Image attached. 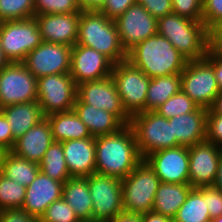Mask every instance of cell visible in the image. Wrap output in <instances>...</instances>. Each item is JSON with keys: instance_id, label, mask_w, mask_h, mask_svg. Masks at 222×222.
<instances>
[{"instance_id": "1", "label": "cell", "mask_w": 222, "mask_h": 222, "mask_svg": "<svg viewBox=\"0 0 222 222\" xmlns=\"http://www.w3.org/2000/svg\"><path fill=\"white\" fill-rule=\"evenodd\" d=\"M95 148V173L101 175L123 179L143 160L129 125L116 133L95 137Z\"/></svg>"}, {"instance_id": "2", "label": "cell", "mask_w": 222, "mask_h": 222, "mask_svg": "<svg viewBox=\"0 0 222 222\" xmlns=\"http://www.w3.org/2000/svg\"><path fill=\"white\" fill-rule=\"evenodd\" d=\"M126 60L150 78L181 74L187 63L169 40L158 33L131 48Z\"/></svg>"}, {"instance_id": "3", "label": "cell", "mask_w": 222, "mask_h": 222, "mask_svg": "<svg viewBox=\"0 0 222 222\" xmlns=\"http://www.w3.org/2000/svg\"><path fill=\"white\" fill-rule=\"evenodd\" d=\"M77 44L97 50L114 64L127 59L115 21L97 10L80 12Z\"/></svg>"}, {"instance_id": "4", "label": "cell", "mask_w": 222, "mask_h": 222, "mask_svg": "<svg viewBox=\"0 0 222 222\" xmlns=\"http://www.w3.org/2000/svg\"><path fill=\"white\" fill-rule=\"evenodd\" d=\"M157 33L168 39L187 61L203 59L209 51L208 29L202 21L170 13L157 20Z\"/></svg>"}, {"instance_id": "5", "label": "cell", "mask_w": 222, "mask_h": 222, "mask_svg": "<svg viewBox=\"0 0 222 222\" xmlns=\"http://www.w3.org/2000/svg\"><path fill=\"white\" fill-rule=\"evenodd\" d=\"M160 183L159 177L143 159L128 176L121 179L124 213L140 215L152 211Z\"/></svg>"}, {"instance_id": "6", "label": "cell", "mask_w": 222, "mask_h": 222, "mask_svg": "<svg viewBox=\"0 0 222 222\" xmlns=\"http://www.w3.org/2000/svg\"><path fill=\"white\" fill-rule=\"evenodd\" d=\"M129 126L134 132L143 159L157 150L180 146L173 136L169 119L155 111L140 112L131 116Z\"/></svg>"}, {"instance_id": "7", "label": "cell", "mask_w": 222, "mask_h": 222, "mask_svg": "<svg viewBox=\"0 0 222 222\" xmlns=\"http://www.w3.org/2000/svg\"><path fill=\"white\" fill-rule=\"evenodd\" d=\"M181 76V90L199 107L209 110L219 94L213 69V52L200 60L187 61Z\"/></svg>"}, {"instance_id": "8", "label": "cell", "mask_w": 222, "mask_h": 222, "mask_svg": "<svg viewBox=\"0 0 222 222\" xmlns=\"http://www.w3.org/2000/svg\"><path fill=\"white\" fill-rule=\"evenodd\" d=\"M36 19L0 22V43L9 62H23L42 43Z\"/></svg>"}, {"instance_id": "9", "label": "cell", "mask_w": 222, "mask_h": 222, "mask_svg": "<svg viewBox=\"0 0 222 222\" xmlns=\"http://www.w3.org/2000/svg\"><path fill=\"white\" fill-rule=\"evenodd\" d=\"M111 77L126 113L131 117L145 112V101L151 78L127 60L114 64Z\"/></svg>"}, {"instance_id": "10", "label": "cell", "mask_w": 222, "mask_h": 222, "mask_svg": "<svg viewBox=\"0 0 222 222\" xmlns=\"http://www.w3.org/2000/svg\"><path fill=\"white\" fill-rule=\"evenodd\" d=\"M76 98L77 85L70 73L37 79V101L45 117L73 110Z\"/></svg>"}, {"instance_id": "11", "label": "cell", "mask_w": 222, "mask_h": 222, "mask_svg": "<svg viewBox=\"0 0 222 222\" xmlns=\"http://www.w3.org/2000/svg\"><path fill=\"white\" fill-rule=\"evenodd\" d=\"M85 178L93 203V221L106 222L124 213L120 178L98 173Z\"/></svg>"}, {"instance_id": "12", "label": "cell", "mask_w": 222, "mask_h": 222, "mask_svg": "<svg viewBox=\"0 0 222 222\" xmlns=\"http://www.w3.org/2000/svg\"><path fill=\"white\" fill-rule=\"evenodd\" d=\"M37 101V78L22 62H10L0 70V108Z\"/></svg>"}, {"instance_id": "13", "label": "cell", "mask_w": 222, "mask_h": 222, "mask_svg": "<svg viewBox=\"0 0 222 222\" xmlns=\"http://www.w3.org/2000/svg\"><path fill=\"white\" fill-rule=\"evenodd\" d=\"M72 47L42 42L22 62L38 79L53 74L70 73Z\"/></svg>"}, {"instance_id": "14", "label": "cell", "mask_w": 222, "mask_h": 222, "mask_svg": "<svg viewBox=\"0 0 222 222\" xmlns=\"http://www.w3.org/2000/svg\"><path fill=\"white\" fill-rule=\"evenodd\" d=\"M77 98L85 104L93 105L114 114L124 125H129L130 116L126 113L115 82L111 76L101 80L77 85Z\"/></svg>"}, {"instance_id": "15", "label": "cell", "mask_w": 222, "mask_h": 222, "mask_svg": "<svg viewBox=\"0 0 222 222\" xmlns=\"http://www.w3.org/2000/svg\"><path fill=\"white\" fill-rule=\"evenodd\" d=\"M163 183H189V147L160 149L144 158Z\"/></svg>"}, {"instance_id": "16", "label": "cell", "mask_w": 222, "mask_h": 222, "mask_svg": "<svg viewBox=\"0 0 222 222\" xmlns=\"http://www.w3.org/2000/svg\"><path fill=\"white\" fill-rule=\"evenodd\" d=\"M115 24L126 52L157 33V19L137 2L120 15Z\"/></svg>"}, {"instance_id": "17", "label": "cell", "mask_w": 222, "mask_h": 222, "mask_svg": "<svg viewBox=\"0 0 222 222\" xmlns=\"http://www.w3.org/2000/svg\"><path fill=\"white\" fill-rule=\"evenodd\" d=\"M114 63L93 48L75 44L71 51V70L76 85L111 76Z\"/></svg>"}, {"instance_id": "18", "label": "cell", "mask_w": 222, "mask_h": 222, "mask_svg": "<svg viewBox=\"0 0 222 222\" xmlns=\"http://www.w3.org/2000/svg\"><path fill=\"white\" fill-rule=\"evenodd\" d=\"M221 149L207 140L189 147V184L193 188L213 186Z\"/></svg>"}, {"instance_id": "19", "label": "cell", "mask_w": 222, "mask_h": 222, "mask_svg": "<svg viewBox=\"0 0 222 222\" xmlns=\"http://www.w3.org/2000/svg\"><path fill=\"white\" fill-rule=\"evenodd\" d=\"M43 42L73 47L77 43L80 13L34 15Z\"/></svg>"}, {"instance_id": "20", "label": "cell", "mask_w": 222, "mask_h": 222, "mask_svg": "<svg viewBox=\"0 0 222 222\" xmlns=\"http://www.w3.org/2000/svg\"><path fill=\"white\" fill-rule=\"evenodd\" d=\"M63 184L39 171L26 187L25 201L21 208L39 220L54 201L62 198Z\"/></svg>"}, {"instance_id": "21", "label": "cell", "mask_w": 222, "mask_h": 222, "mask_svg": "<svg viewBox=\"0 0 222 222\" xmlns=\"http://www.w3.org/2000/svg\"><path fill=\"white\" fill-rule=\"evenodd\" d=\"M62 149L70 177H88L95 173V137L62 142Z\"/></svg>"}, {"instance_id": "22", "label": "cell", "mask_w": 222, "mask_h": 222, "mask_svg": "<svg viewBox=\"0 0 222 222\" xmlns=\"http://www.w3.org/2000/svg\"><path fill=\"white\" fill-rule=\"evenodd\" d=\"M53 142L50 124L45 117L23 136L15 140L11 152L20 158L39 164Z\"/></svg>"}, {"instance_id": "23", "label": "cell", "mask_w": 222, "mask_h": 222, "mask_svg": "<svg viewBox=\"0 0 222 222\" xmlns=\"http://www.w3.org/2000/svg\"><path fill=\"white\" fill-rule=\"evenodd\" d=\"M208 110L199 107L196 111L169 118L173 136L180 146H194L206 140Z\"/></svg>"}, {"instance_id": "24", "label": "cell", "mask_w": 222, "mask_h": 222, "mask_svg": "<svg viewBox=\"0 0 222 222\" xmlns=\"http://www.w3.org/2000/svg\"><path fill=\"white\" fill-rule=\"evenodd\" d=\"M73 110L93 137L116 133L125 126L114 114L82 103L78 98Z\"/></svg>"}, {"instance_id": "25", "label": "cell", "mask_w": 222, "mask_h": 222, "mask_svg": "<svg viewBox=\"0 0 222 222\" xmlns=\"http://www.w3.org/2000/svg\"><path fill=\"white\" fill-rule=\"evenodd\" d=\"M0 110L12 130L13 145L15 140L45 118L38 101L7 105Z\"/></svg>"}, {"instance_id": "26", "label": "cell", "mask_w": 222, "mask_h": 222, "mask_svg": "<svg viewBox=\"0 0 222 222\" xmlns=\"http://www.w3.org/2000/svg\"><path fill=\"white\" fill-rule=\"evenodd\" d=\"M192 189L193 187L189 183L161 182L156 191L152 211L173 219Z\"/></svg>"}, {"instance_id": "27", "label": "cell", "mask_w": 222, "mask_h": 222, "mask_svg": "<svg viewBox=\"0 0 222 222\" xmlns=\"http://www.w3.org/2000/svg\"><path fill=\"white\" fill-rule=\"evenodd\" d=\"M54 142L92 137L87 126L80 120L74 110L54 113L46 116Z\"/></svg>"}, {"instance_id": "28", "label": "cell", "mask_w": 222, "mask_h": 222, "mask_svg": "<svg viewBox=\"0 0 222 222\" xmlns=\"http://www.w3.org/2000/svg\"><path fill=\"white\" fill-rule=\"evenodd\" d=\"M62 198L79 220H93V203L86 178L71 177L63 184Z\"/></svg>"}, {"instance_id": "29", "label": "cell", "mask_w": 222, "mask_h": 222, "mask_svg": "<svg viewBox=\"0 0 222 222\" xmlns=\"http://www.w3.org/2000/svg\"><path fill=\"white\" fill-rule=\"evenodd\" d=\"M181 91L180 74L151 78L145 101V111H155L171 96Z\"/></svg>"}, {"instance_id": "30", "label": "cell", "mask_w": 222, "mask_h": 222, "mask_svg": "<svg viewBox=\"0 0 222 222\" xmlns=\"http://www.w3.org/2000/svg\"><path fill=\"white\" fill-rule=\"evenodd\" d=\"M1 170L4 176L24 187H28L36 178L40 167L38 163L20 158L8 151L3 153Z\"/></svg>"}, {"instance_id": "31", "label": "cell", "mask_w": 222, "mask_h": 222, "mask_svg": "<svg viewBox=\"0 0 222 222\" xmlns=\"http://www.w3.org/2000/svg\"><path fill=\"white\" fill-rule=\"evenodd\" d=\"M173 222H211L206 205V186L193 188Z\"/></svg>"}, {"instance_id": "32", "label": "cell", "mask_w": 222, "mask_h": 222, "mask_svg": "<svg viewBox=\"0 0 222 222\" xmlns=\"http://www.w3.org/2000/svg\"><path fill=\"white\" fill-rule=\"evenodd\" d=\"M40 171L48 177L64 183L70 177L61 142H53L39 163Z\"/></svg>"}, {"instance_id": "33", "label": "cell", "mask_w": 222, "mask_h": 222, "mask_svg": "<svg viewBox=\"0 0 222 222\" xmlns=\"http://www.w3.org/2000/svg\"><path fill=\"white\" fill-rule=\"evenodd\" d=\"M26 196V187L0 175V210L21 208Z\"/></svg>"}, {"instance_id": "34", "label": "cell", "mask_w": 222, "mask_h": 222, "mask_svg": "<svg viewBox=\"0 0 222 222\" xmlns=\"http://www.w3.org/2000/svg\"><path fill=\"white\" fill-rule=\"evenodd\" d=\"M198 108L199 106L181 90L160 105L155 112L164 118L169 119L181 114L194 112Z\"/></svg>"}, {"instance_id": "35", "label": "cell", "mask_w": 222, "mask_h": 222, "mask_svg": "<svg viewBox=\"0 0 222 222\" xmlns=\"http://www.w3.org/2000/svg\"><path fill=\"white\" fill-rule=\"evenodd\" d=\"M34 17V0H0V22Z\"/></svg>"}, {"instance_id": "36", "label": "cell", "mask_w": 222, "mask_h": 222, "mask_svg": "<svg viewBox=\"0 0 222 222\" xmlns=\"http://www.w3.org/2000/svg\"><path fill=\"white\" fill-rule=\"evenodd\" d=\"M81 11L78 0H34V15L80 13Z\"/></svg>"}, {"instance_id": "37", "label": "cell", "mask_w": 222, "mask_h": 222, "mask_svg": "<svg viewBox=\"0 0 222 222\" xmlns=\"http://www.w3.org/2000/svg\"><path fill=\"white\" fill-rule=\"evenodd\" d=\"M40 222H79L73 208L63 199L54 201L39 219Z\"/></svg>"}, {"instance_id": "38", "label": "cell", "mask_w": 222, "mask_h": 222, "mask_svg": "<svg viewBox=\"0 0 222 222\" xmlns=\"http://www.w3.org/2000/svg\"><path fill=\"white\" fill-rule=\"evenodd\" d=\"M172 13L192 20L202 21L203 0H171Z\"/></svg>"}, {"instance_id": "39", "label": "cell", "mask_w": 222, "mask_h": 222, "mask_svg": "<svg viewBox=\"0 0 222 222\" xmlns=\"http://www.w3.org/2000/svg\"><path fill=\"white\" fill-rule=\"evenodd\" d=\"M222 19V0H203L202 22L209 29L216 21Z\"/></svg>"}, {"instance_id": "40", "label": "cell", "mask_w": 222, "mask_h": 222, "mask_svg": "<svg viewBox=\"0 0 222 222\" xmlns=\"http://www.w3.org/2000/svg\"><path fill=\"white\" fill-rule=\"evenodd\" d=\"M206 140L222 148V115L207 114Z\"/></svg>"}, {"instance_id": "41", "label": "cell", "mask_w": 222, "mask_h": 222, "mask_svg": "<svg viewBox=\"0 0 222 222\" xmlns=\"http://www.w3.org/2000/svg\"><path fill=\"white\" fill-rule=\"evenodd\" d=\"M155 19L163 18L172 13L171 0H137Z\"/></svg>"}, {"instance_id": "42", "label": "cell", "mask_w": 222, "mask_h": 222, "mask_svg": "<svg viewBox=\"0 0 222 222\" xmlns=\"http://www.w3.org/2000/svg\"><path fill=\"white\" fill-rule=\"evenodd\" d=\"M206 205L211 220L222 216V191L214 186H206Z\"/></svg>"}, {"instance_id": "43", "label": "cell", "mask_w": 222, "mask_h": 222, "mask_svg": "<svg viewBox=\"0 0 222 222\" xmlns=\"http://www.w3.org/2000/svg\"><path fill=\"white\" fill-rule=\"evenodd\" d=\"M137 0H107L104 6L99 10L110 20H116Z\"/></svg>"}, {"instance_id": "44", "label": "cell", "mask_w": 222, "mask_h": 222, "mask_svg": "<svg viewBox=\"0 0 222 222\" xmlns=\"http://www.w3.org/2000/svg\"><path fill=\"white\" fill-rule=\"evenodd\" d=\"M38 219L29 215L22 208L0 210V222H37Z\"/></svg>"}, {"instance_id": "45", "label": "cell", "mask_w": 222, "mask_h": 222, "mask_svg": "<svg viewBox=\"0 0 222 222\" xmlns=\"http://www.w3.org/2000/svg\"><path fill=\"white\" fill-rule=\"evenodd\" d=\"M13 148V134L8 120L0 110V150L11 151Z\"/></svg>"}, {"instance_id": "46", "label": "cell", "mask_w": 222, "mask_h": 222, "mask_svg": "<svg viewBox=\"0 0 222 222\" xmlns=\"http://www.w3.org/2000/svg\"><path fill=\"white\" fill-rule=\"evenodd\" d=\"M208 47L212 52L222 53V19L208 29Z\"/></svg>"}, {"instance_id": "47", "label": "cell", "mask_w": 222, "mask_h": 222, "mask_svg": "<svg viewBox=\"0 0 222 222\" xmlns=\"http://www.w3.org/2000/svg\"><path fill=\"white\" fill-rule=\"evenodd\" d=\"M213 69L215 77L219 86L220 92L222 91V53L213 52Z\"/></svg>"}, {"instance_id": "48", "label": "cell", "mask_w": 222, "mask_h": 222, "mask_svg": "<svg viewBox=\"0 0 222 222\" xmlns=\"http://www.w3.org/2000/svg\"><path fill=\"white\" fill-rule=\"evenodd\" d=\"M141 215L142 222H173V219L153 211L146 212Z\"/></svg>"}, {"instance_id": "49", "label": "cell", "mask_w": 222, "mask_h": 222, "mask_svg": "<svg viewBox=\"0 0 222 222\" xmlns=\"http://www.w3.org/2000/svg\"><path fill=\"white\" fill-rule=\"evenodd\" d=\"M107 0H78V4L82 10H97L99 11Z\"/></svg>"}, {"instance_id": "50", "label": "cell", "mask_w": 222, "mask_h": 222, "mask_svg": "<svg viewBox=\"0 0 222 222\" xmlns=\"http://www.w3.org/2000/svg\"><path fill=\"white\" fill-rule=\"evenodd\" d=\"M106 222H142L141 215L122 213Z\"/></svg>"}, {"instance_id": "51", "label": "cell", "mask_w": 222, "mask_h": 222, "mask_svg": "<svg viewBox=\"0 0 222 222\" xmlns=\"http://www.w3.org/2000/svg\"><path fill=\"white\" fill-rule=\"evenodd\" d=\"M207 114H220L222 115V91L215 97L214 103L208 110Z\"/></svg>"}, {"instance_id": "52", "label": "cell", "mask_w": 222, "mask_h": 222, "mask_svg": "<svg viewBox=\"0 0 222 222\" xmlns=\"http://www.w3.org/2000/svg\"><path fill=\"white\" fill-rule=\"evenodd\" d=\"M213 186L216 187L219 191H222V149L219 156L217 175L213 183Z\"/></svg>"}, {"instance_id": "53", "label": "cell", "mask_w": 222, "mask_h": 222, "mask_svg": "<svg viewBox=\"0 0 222 222\" xmlns=\"http://www.w3.org/2000/svg\"><path fill=\"white\" fill-rule=\"evenodd\" d=\"M10 62L8 61V59L5 57L3 50L1 48V43H0V70L8 65Z\"/></svg>"}, {"instance_id": "54", "label": "cell", "mask_w": 222, "mask_h": 222, "mask_svg": "<svg viewBox=\"0 0 222 222\" xmlns=\"http://www.w3.org/2000/svg\"><path fill=\"white\" fill-rule=\"evenodd\" d=\"M3 151L2 150H0V175H1V168H2V157H3Z\"/></svg>"}, {"instance_id": "55", "label": "cell", "mask_w": 222, "mask_h": 222, "mask_svg": "<svg viewBox=\"0 0 222 222\" xmlns=\"http://www.w3.org/2000/svg\"><path fill=\"white\" fill-rule=\"evenodd\" d=\"M211 222H222V216L214 218Z\"/></svg>"}, {"instance_id": "56", "label": "cell", "mask_w": 222, "mask_h": 222, "mask_svg": "<svg viewBox=\"0 0 222 222\" xmlns=\"http://www.w3.org/2000/svg\"><path fill=\"white\" fill-rule=\"evenodd\" d=\"M79 222H97V221H93V220H80Z\"/></svg>"}]
</instances>
